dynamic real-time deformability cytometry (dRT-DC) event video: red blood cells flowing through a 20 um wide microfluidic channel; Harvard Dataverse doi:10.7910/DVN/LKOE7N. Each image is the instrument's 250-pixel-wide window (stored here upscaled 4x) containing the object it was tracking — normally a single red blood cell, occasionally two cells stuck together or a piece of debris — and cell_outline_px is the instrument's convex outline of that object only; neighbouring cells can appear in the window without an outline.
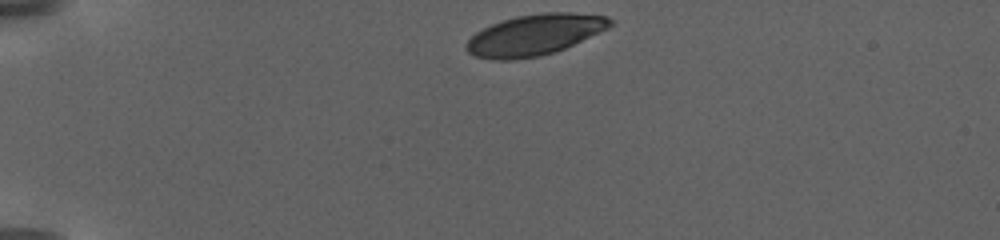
{"species": "human", "species_latin": "Homo sapiens", "temperature_condition": "warm", "stored_images_in_passage": 45, "camera_frame_rate_fps": 3000, "um_per_image_px": 0.085, "donor": {"sex": "female"}, "frame": {"image": 1, "passage_image": 1, "time_ms": 0.0, "image_size_px": [1000, 240], "cell_outline_px": [[612, 24], [608, 28], [564, 48], [540, 56], [512, 60], [492, 60], [476, 56], [468, 52], [464, 48], [464, 44], [476, 32], [492, 24], [516, 16], [544, 12], [568, 12], [608, 16], [612, 20]], "centroid_in_image_um": [45.41, 2.96], "position_along_channel_um": 39.6, "area_um2": 34.04}}
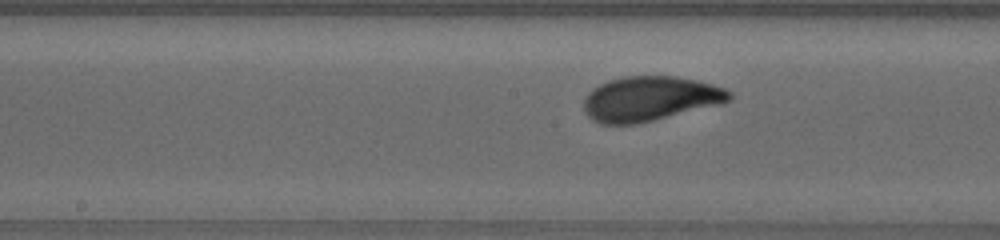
{"frame": {"image": 2, "passage_image": 27, "time_ms": 7.333, "image_size_px": [1000, 240], "cell_outline_px": [[732, 100], [724, 104], [636, 124], [600, 124], [592, 120], [584, 112], [584, 100], [588, 92], [592, 88], [608, 80], [624, 76], [676, 76], [696, 80], [712, 84], [724, 88], [732, 92]], "centroid_in_image_um": [55.27, 8.39], "position_along_channel_um": 192.9, "area_um2": 38.32}}
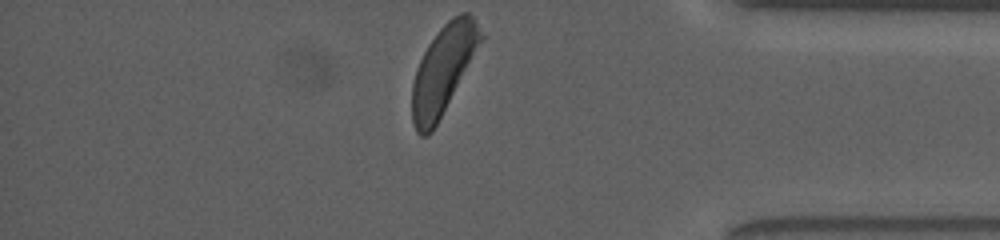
{"frame": {"image": 3, "passage_image": 45, "time_ms": 15.0, "image_size_px": [1000, 240], "cell_outline_px": [[484, 36], [432, 132], [428, 136], [420, 136], [416, 132], [412, 120], [412, 84], [416, 68], [428, 44], [440, 28], [452, 16], [460, 12], [468, 12], [476, 20]], "centroid_in_image_um": [37.64, 5.91], "position_along_channel_um": 397.6, "area_um2": 34.68}, "authors_computed_cell_mechanics": {"area_um2": 37.2232, "velocity_mm_per_s": 2.9227, "shape_relaxation_time_tau1_ms": 2.3993, "shape_relaxation_time_tau2_ms": 1.515, "deformation_change_tau1": 0.1364, "deformation_change_tau2": 0.0619}}